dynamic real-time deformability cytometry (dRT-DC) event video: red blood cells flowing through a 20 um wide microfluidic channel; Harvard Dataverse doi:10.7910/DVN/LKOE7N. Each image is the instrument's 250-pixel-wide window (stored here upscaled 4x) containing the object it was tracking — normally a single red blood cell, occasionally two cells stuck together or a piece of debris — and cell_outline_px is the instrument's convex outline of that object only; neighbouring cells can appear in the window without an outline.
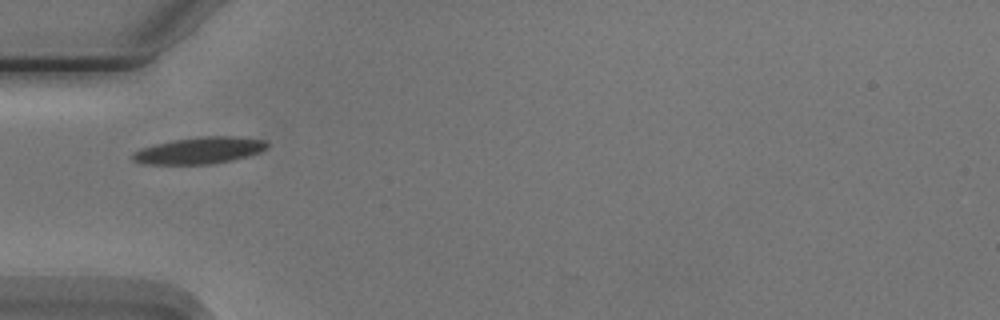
{"species": "Egyptian fruit bat (a non-hibernating species)", "species_latin": "Rousettus aegyptiacus", "temperature_condition": "cold", "stored_images_in_passage": 4, "camera_frame_rate_fps": 3000, "um_per_image_px": 0.085, "animal": {"sex": "male"}, "frame": {"image": 1, "passage_image": 1, "time_ms": 0.0, "image_size_px": [1000, 320], "cell_outline_px": [[268, 148], [260, 152], [232, 160], [212, 164], [140, 164], [132, 160], [132, 152], [140, 148], [156, 144], [176, 140], [200, 136], [240, 136], [264, 140], [268, 144]], "centroid_in_image_um": [16.95, 12.79], "position_along_channel_um": 68.0, "area_um2": 20.98}}
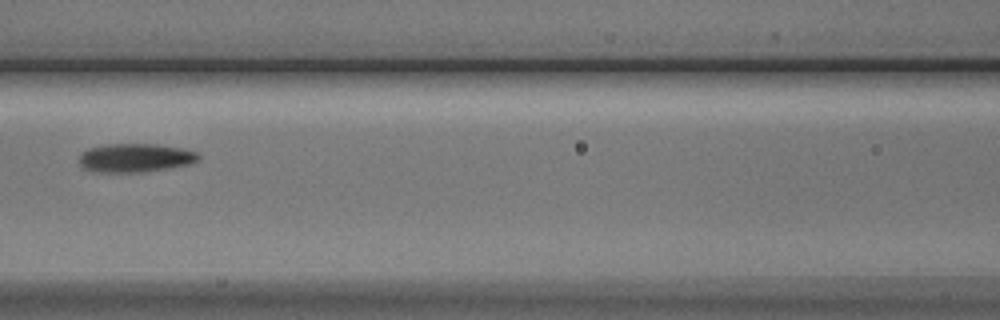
{"frame": {"image": 2, "passage_image": 3, "time_ms": 2.333, "image_size_px": [1000, 320], "cell_outline_px": [[200, 160], [188, 164], [168, 168], [140, 172], [92, 172], [80, 168], [80, 152], [88, 148], [108, 144], [156, 144], [184, 148], [196, 152], [200, 156]], "centroid_in_image_um": [11.46, 13.41], "position_along_channel_um": 155.1, "area_um2": 20.11}}
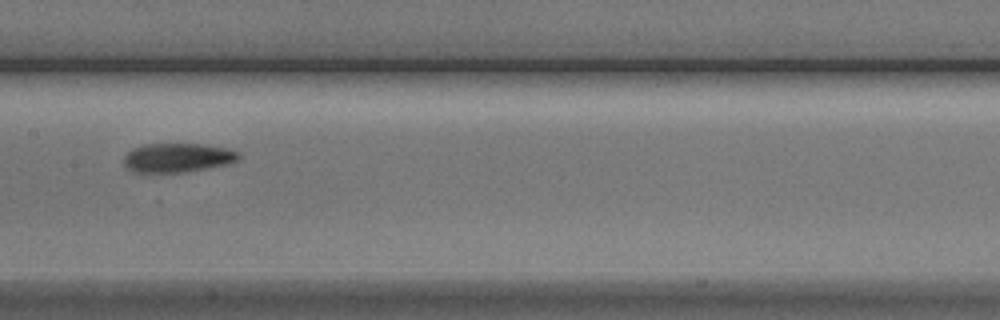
{"frame": {"image": 3, "passage_image": 4, "time_ms": 3.333, "image_size_px": [1000, 320], "cell_outline_px": [[240, 156], [236, 160], [224, 164], [184, 172], [132, 172], [124, 164], [124, 156], [132, 148], [148, 144], [200, 144], [228, 148], [236, 152]], "centroid_in_image_um": [15.03, 13.4], "position_along_channel_um": 192.4, "area_um2": 19.07}}